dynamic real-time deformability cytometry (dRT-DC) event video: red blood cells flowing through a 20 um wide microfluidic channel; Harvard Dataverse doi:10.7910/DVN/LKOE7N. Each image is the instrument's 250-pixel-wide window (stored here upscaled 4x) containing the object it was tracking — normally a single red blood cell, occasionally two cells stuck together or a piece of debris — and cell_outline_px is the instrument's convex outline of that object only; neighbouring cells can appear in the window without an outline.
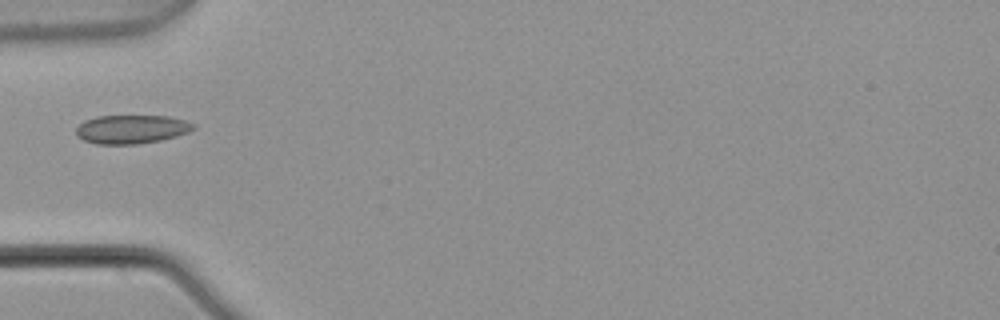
{"species": "common noctule bat (a hibernating species)", "species_latin": "Nyctalus noctula", "temperature_condition": "warm", "stored_images_in_passage": 2, "camera_frame_rate_fps": 3000, "um_per_image_px": 0.085, "animal": {"sex": "male", "body_mass_g": 21.5, "forearm_length_mm": 52.0}, "frame": {"image": 1, "passage_image": 1, "time_ms": 0.0, "image_size_px": [1000, 320], "cell_outline_px": [[196, 128], [188, 132], [176, 136], [160, 140], [140, 144], [96, 144], [84, 140], [76, 136], [76, 128], [84, 120], [96, 116], [168, 116], [184, 120], [196, 124]], "centroid_in_image_um": [11.17, 10.98], "position_along_channel_um": 73.8, "area_um2": 19.71}}
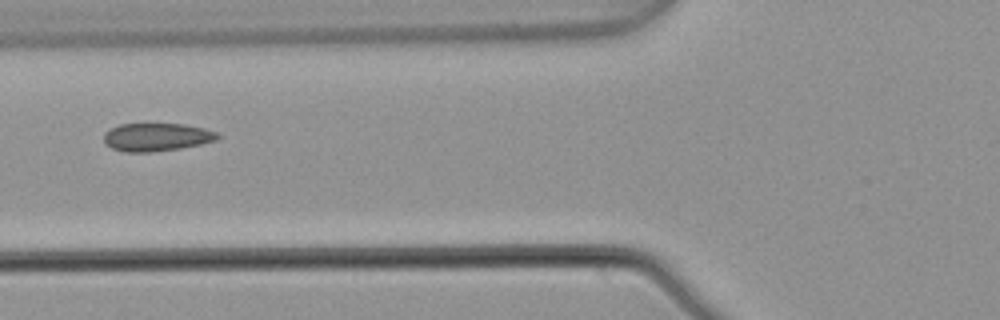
{"frame": {"image": 2, "passage_image": 2, "time_ms": 0.333, "image_size_px": [1000, 320], "cell_outline_px": [[220, 136], [216, 140], [200, 144], [180, 148], [152, 152], [124, 152], [112, 148], [104, 144], [104, 132], [108, 128], [120, 124], [184, 124], [204, 128], [216, 132]], "centroid_in_image_um": [13.26, 11.65], "position_along_channel_um": 112.5, "area_um2": 18.67}}